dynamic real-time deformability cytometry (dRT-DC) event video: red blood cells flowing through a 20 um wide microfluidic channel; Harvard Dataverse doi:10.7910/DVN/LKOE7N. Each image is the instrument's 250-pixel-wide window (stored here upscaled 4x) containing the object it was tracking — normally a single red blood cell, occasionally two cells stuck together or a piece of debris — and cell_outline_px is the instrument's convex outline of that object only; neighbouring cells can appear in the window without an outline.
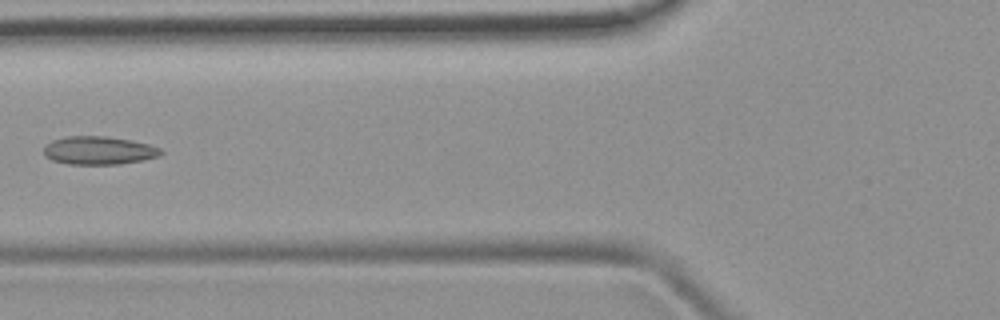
{"species": "common noctule bat (a hibernating species)", "species_latin": "Nyctalus noctula", "temperature_condition": "room temperature", "stored_images_in_passage": 5, "camera_frame_rate_fps": 3000, "um_per_image_px": 0.085, "animal": {"sex": "female", "body_mass_g": 19.9}, "frame": {"image": 1, "passage_image": 5, "time_ms": 5.333, "image_size_px": [1000, 320], "cell_outline_px": [[164, 152], [160, 156], [120, 164], [68, 164], [52, 160], [44, 156], [44, 148], [52, 140], [64, 136], [104, 136], [132, 140], [148, 144], [160, 148]], "centroid_in_image_um": [8.39, 12.78], "position_along_channel_um": 117.4, "area_um2": 19.25}}